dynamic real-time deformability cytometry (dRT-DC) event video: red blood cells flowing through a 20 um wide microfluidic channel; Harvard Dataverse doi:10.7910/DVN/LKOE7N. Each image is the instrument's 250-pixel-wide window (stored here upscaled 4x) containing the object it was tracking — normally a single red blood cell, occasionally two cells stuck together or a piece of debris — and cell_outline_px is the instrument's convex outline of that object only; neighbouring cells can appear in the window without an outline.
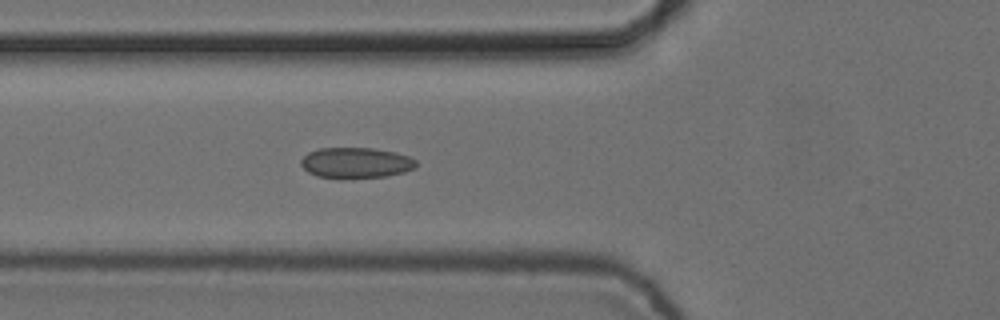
{"species": "common noctule bat (a hibernating species)", "species_latin": "Nyctalus noctula", "temperature_condition": "cold", "stored_images_in_passage": 5, "camera_frame_rate_fps": 3000, "um_per_image_px": 0.085, "animal": {"sex": "female", "body_mass_g": 24.6, "forearm_length_mm": 56.2}, "frame": {"image": 1, "passage_image": 5, "time_ms": 1.333, "image_size_px": [1000, 320], "cell_outline_px": [[416, 168], [404, 172], [388, 176], [340, 180], [316, 176], [308, 172], [300, 164], [300, 160], [308, 152], [320, 148], [372, 148], [396, 152], [408, 156], [416, 160]], "centroid_in_image_um": [30.24, 13.86], "position_along_channel_um": 95.6, "area_um2": 21.1}}